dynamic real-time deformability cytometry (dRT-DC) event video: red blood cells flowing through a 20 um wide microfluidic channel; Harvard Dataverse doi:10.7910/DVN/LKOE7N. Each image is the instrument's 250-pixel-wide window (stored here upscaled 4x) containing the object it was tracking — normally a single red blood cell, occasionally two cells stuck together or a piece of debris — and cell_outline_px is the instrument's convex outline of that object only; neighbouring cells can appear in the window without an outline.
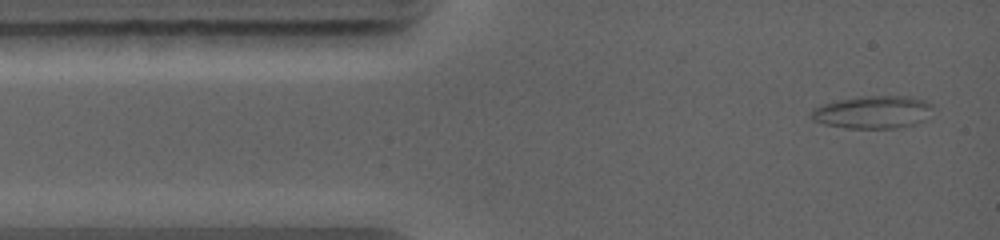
{"species": "common noctule bat (a hibernating species)", "species_latin": "Nyctalus noctula", "temperature_condition": "warm", "stored_images_in_passage": 10, "camera_frame_rate_fps": 5000, "um_per_image_px": 0.085, "animal": {"sex": "female", "body_mass_g": 19.0, "forearm_length_mm": 56.7}, "frame": {"image": 1, "passage_image": 1, "time_ms": 0.0, "image_size_px": [1000, 240], "cell_outline_px": [[932, 108], [924, 120], [916, 124], [892, 128], [844, 128], [824, 124], [812, 120], [808, 116], [808, 112], [812, 108], [820, 104], [836, 100], [860, 96], [908, 96], [924, 100], [932, 104]], "centroid_in_image_um": [74.1, 9.52], "position_along_channel_um": 10.9, "area_um2": 23.47}}
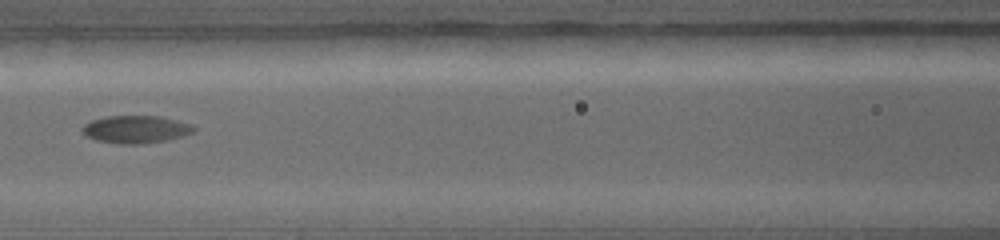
{"frame": {"image": 2, "passage_image": 6, "time_ms": 4.8, "image_size_px": [1000, 240], "cell_outline_px": [[196, 128], [192, 132], [168, 140], [140, 144], [124, 144], [96, 140], [88, 136], [84, 132], [84, 124], [92, 120], [108, 116], [160, 116], [192, 124]], "centroid_in_image_um": [11.58, 10.99], "position_along_channel_um": 155.0, "area_um2": 17.63}}
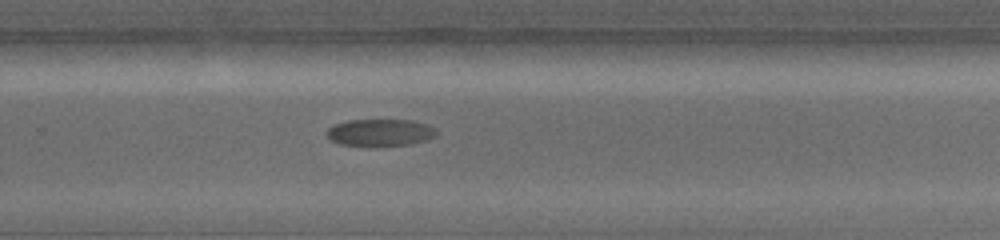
{"frame": {"image": 3, "passage_image": 10, "time_ms": 8.2, "image_size_px": [1000, 240], "cell_outline_px": [[436, 136], [428, 140], [412, 144], [376, 148], [372, 148], [340, 144], [328, 140], [328, 128], [332, 124], [348, 120], [412, 120], [428, 124], [436, 132]], "centroid_in_image_um": [32.29, 11.3], "position_along_channel_um": 297.5, "area_um2": 17.98}}